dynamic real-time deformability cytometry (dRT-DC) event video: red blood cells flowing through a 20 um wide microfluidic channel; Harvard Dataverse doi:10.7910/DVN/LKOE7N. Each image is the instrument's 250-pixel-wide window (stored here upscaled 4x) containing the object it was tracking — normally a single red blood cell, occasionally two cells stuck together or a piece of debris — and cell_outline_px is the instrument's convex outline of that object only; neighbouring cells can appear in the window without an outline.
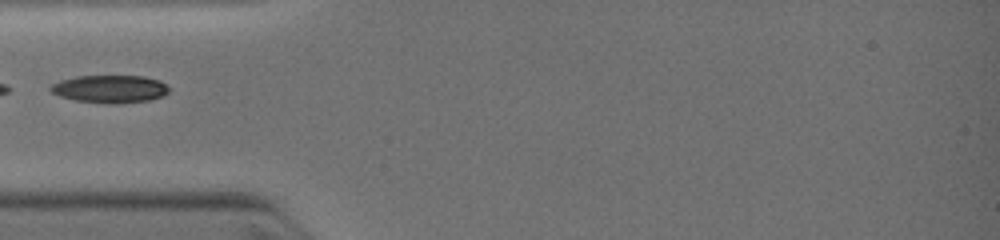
{"species": "common noctule bat (a hibernating species)", "species_latin": "Nyctalus noctula", "temperature_condition": "warm", "stored_images_in_passage": 7, "camera_frame_rate_fps": 3000, "um_per_image_px": 0.085, "animal": {"sex": "female", "body_mass_g": 19.0, "forearm_length_mm": 51.5}, "frame": {"image": 1, "passage_image": 2, "time_ms": 1.0, "image_size_px": [1000, 240], "cell_outline_px": [[168, 92], [160, 96], [148, 100], [112, 104], [76, 100], [60, 96], [52, 92], [48, 88], [52, 84], [60, 80], [76, 76], [144, 76], [160, 80], [168, 88]], "centroid_in_image_um": [9.31, 7.55], "position_along_channel_um": 75.7, "area_um2": 18.9}}
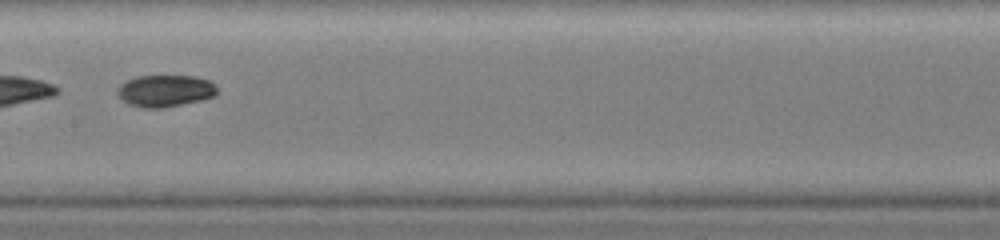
{"frame": {"image": 2, "passage_image": 5, "time_ms": 3.333, "image_size_px": [1000, 240], "cell_outline_px": [[216, 92], [212, 96], [200, 100], [164, 108], [144, 108], [128, 104], [116, 92], [116, 88], [120, 84], [136, 76], [196, 76], [208, 80], [216, 84]], "centroid_in_image_um": [14.01, 7.71], "position_along_channel_um": 193.4, "area_um2": 18.44}}